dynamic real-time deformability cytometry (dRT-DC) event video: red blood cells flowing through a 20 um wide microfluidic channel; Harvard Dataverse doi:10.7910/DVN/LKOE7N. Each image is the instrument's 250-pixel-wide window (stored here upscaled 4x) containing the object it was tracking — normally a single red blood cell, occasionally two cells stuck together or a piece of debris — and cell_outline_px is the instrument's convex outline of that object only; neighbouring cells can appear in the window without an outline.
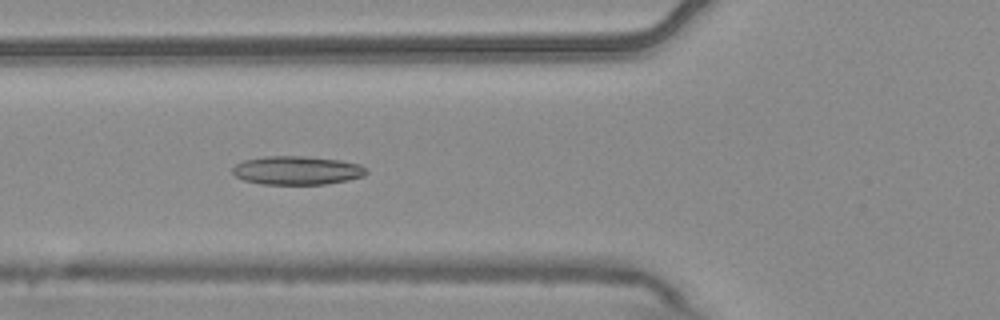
{"species": "common noctule bat (a hibernating species)", "species_latin": "Nyctalus noctula", "temperature_condition": "warm", "stored_images_in_passage": 7, "camera_frame_rate_fps": 3000, "um_per_image_px": 0.085, "animal": {"sex": "male", "body_mass_g": 20.4}, "frame": {"image": 1, "passage_image": 6, "time_ms": 1.667, "image_size_px": [1000, 320], "cell_outline_px": [[368, 172], [364, 176], [348, 180], [324, 184], [260, 184], [244, 180], [236, 176], [232, 172], [232, 168], [236, 164], [244, 160], [264, 156], [304, 156], [340, 160], [360, 164], [368, 168]], "centroid_in_image_um": [25.26, 14.48], "position_along_channel_um": 100.5, "area_um2": 22.43}}
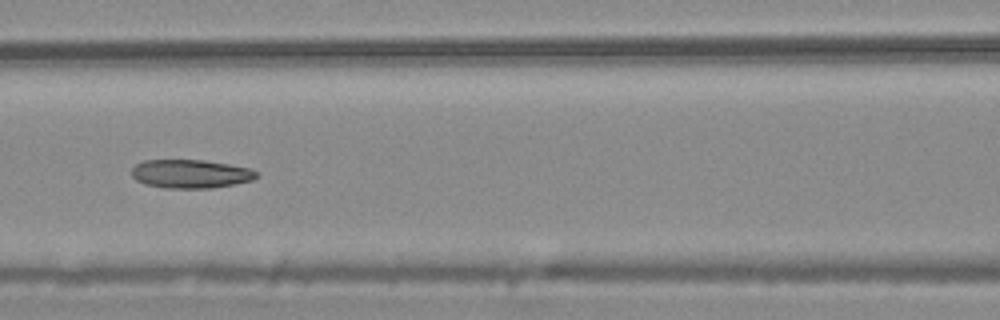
{"frame": {"image": 2, "passage_image": 7, "time_ms": 2.0, "image_size_px": [1000, 320], "cell_outline_px": [[260, 172], [252, 180], [212, 188], [164, 188], [144, 184], [136, 180], [132, 176], [132, 168], [136, 164], [144, 160], [204, 160], [252, 168]], "centroid_in_image_um": [16.2, 14.77], "position_along_channel_um": 150.4, "area_um2": 20.87}}